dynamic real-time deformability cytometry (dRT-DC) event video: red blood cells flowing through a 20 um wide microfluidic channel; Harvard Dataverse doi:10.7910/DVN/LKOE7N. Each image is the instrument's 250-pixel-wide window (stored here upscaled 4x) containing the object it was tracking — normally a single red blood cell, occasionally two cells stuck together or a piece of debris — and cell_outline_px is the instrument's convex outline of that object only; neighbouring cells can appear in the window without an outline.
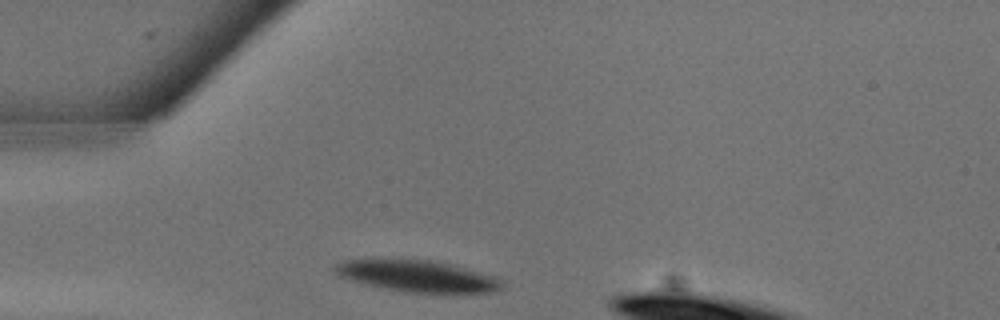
{"species": "common noctule bat (a hibernating species)", "species_latin": "Nyctalus noctula", "temperature_condition": "warm", "stored_images_in_passage": 12, "camera_frame_rate_fps": 3000, "um_per_image_px": 0.085, "animal": {"sex": "male", "body_mass_g": 13.3}, "frame": {"image": 1, "passage_image": 1, "time_ms": 0.0, "image_size_px": [1000, 320], "cell_outline_px": [[504, 288], [488, 292], [408, 292], [384, 288], [336, 276], [332, 268], [336, 264], [344, 260], [428, 260], [448, 264], [496, 276], [504, 280]], "centroid_in_image_um": [35.49, 23.47], "position_along_channel_um": 49.5, "area_um2": 30.06}}
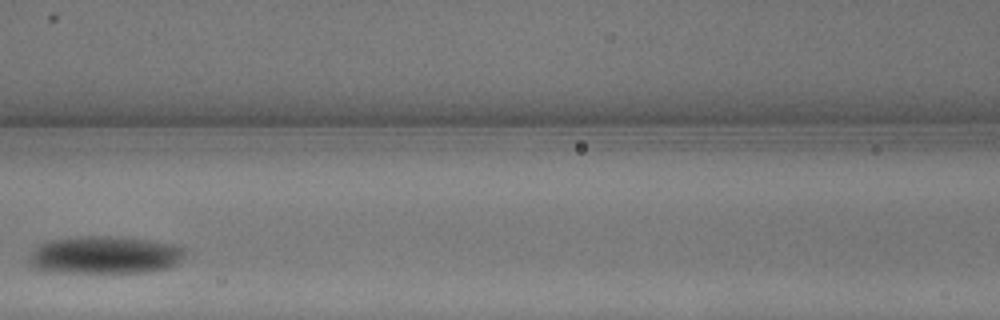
{"frame": {"image": 2, "passage_image": 6, "time_ms": 1.667, "image_size_px": [1000, 320], "cell_outline_px": [[184, 256], [180, 264], [172, 268], [152, 272], [64, 272], [36, 268], [28, 264], [28, 256], [40, 244], [48, 240], [80, 236], [112, 236], [152, 240], [172, 244], [184, 248]], "centroid_in_image_um": [8.97, 21.67], "position_along_channel_um": 157.6, "area_um2": 34.51}}
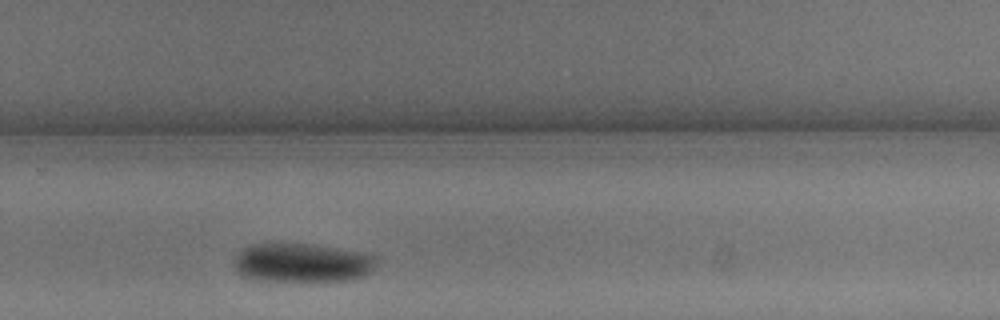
{"frame": {"image": 3, "passage_image": 12, "time_ms": 3.667, "image_size_px": [1000, 320], "cell_outline_px": [[376, 264], [364, 276], [352, 280], [300, 284], [264, 280], [244, 276], [236, 272], [232, 264], [232, 260], [244, 248], [252, 244], [280, 240], [284, 240], [312, 244], [364, 252], [372, 256], [376, 260]], "centroid_in_image_um": [25.62, 22.34], "position_along_channel_um": 304.2, "area_um2": 34.16}}